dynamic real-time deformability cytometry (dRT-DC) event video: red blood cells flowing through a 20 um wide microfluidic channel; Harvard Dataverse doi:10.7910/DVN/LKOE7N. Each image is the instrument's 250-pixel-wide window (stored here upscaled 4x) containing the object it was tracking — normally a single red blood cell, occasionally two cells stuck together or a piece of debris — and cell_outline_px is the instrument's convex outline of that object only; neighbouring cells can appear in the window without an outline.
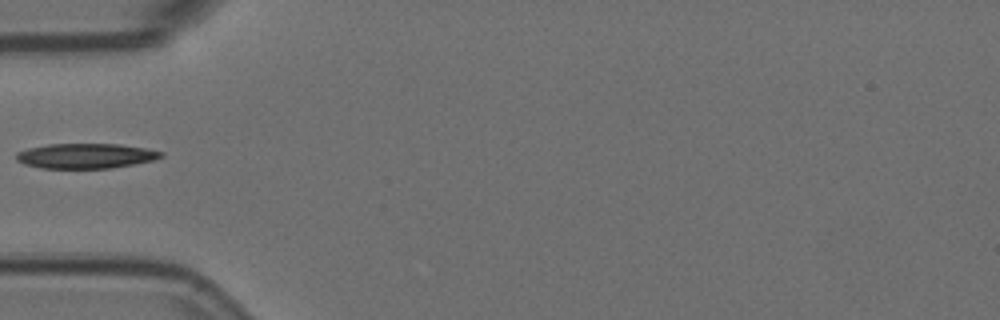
{"species": "Egyptian fruit bat (a non-hibernating species)", "species_latin": "Rousettus aegyptiacus", "temperature_condition": "room temperature", "stored_images_in_passage": 5, "camera_frame_rate_fps": 3000, "um_per_image_px": 0.085, "animal": {"sex": "female"}, "frame": {"image": 1, "passage_image": 5, "time_ms": 1.333, "image_size_px": [1000, 320], "cell_outline_px": [[164, 156], [152, 160], [132, 164], [108, 168], [40, 168], [24, 164], [16, 160], [16, 152], [28, 148], [48, 144], [120, 144], [144, 148], [164, 152]], "centroid_in_image_um": [7.25, 13.24], "position_along_channel_um": 77.8, "area_um2": 20.98}}